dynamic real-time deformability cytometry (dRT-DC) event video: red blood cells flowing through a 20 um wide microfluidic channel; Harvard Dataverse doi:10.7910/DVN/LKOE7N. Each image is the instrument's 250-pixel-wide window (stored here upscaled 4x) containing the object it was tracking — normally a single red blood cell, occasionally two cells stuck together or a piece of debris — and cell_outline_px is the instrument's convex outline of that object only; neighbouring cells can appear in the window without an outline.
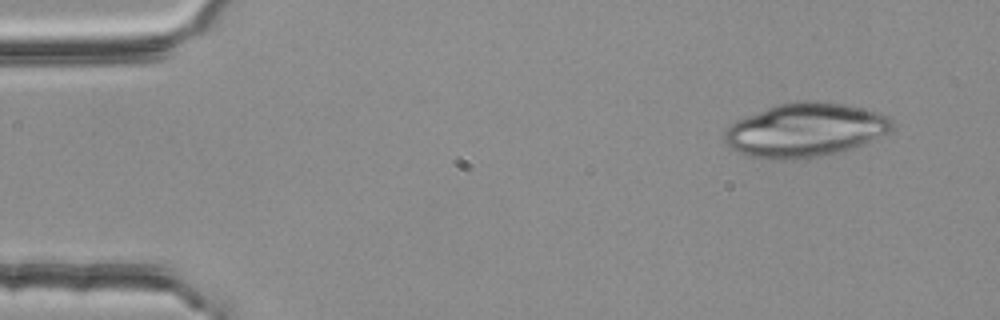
{"species": "common noctule bat (a hibernating species)", "species_latin": "Nyctalus noctula", "temperature_condition": "room temperature", "stored_images_in_passage": 4, "camera_frame_rate_fps": 3000, "um_per_image_px": 0.085, "animal": {"sex": "female", "body_mass_g": 25.1}, "frame": {"image": 1, "passage_image": 1, "time_ms": 0.0, "image_size_px": [1000, 320], "cell_outline_px": [[892, 128], [888, 132], [848, 148], [836, 152], [816, 156], [780, 160], [752, 156], [740, 152], [732, 148], [724, 140], [724, 132], [736, 120], [776, 104], [808, 100], [816, 100], [840, 104], [860, 108], [876, 112], [888, 116], [892, 120]], "centroid_in_image_um": [68.39, 11.03], "position_along_channel_um": 16.6, "area_um2": 51.21}}